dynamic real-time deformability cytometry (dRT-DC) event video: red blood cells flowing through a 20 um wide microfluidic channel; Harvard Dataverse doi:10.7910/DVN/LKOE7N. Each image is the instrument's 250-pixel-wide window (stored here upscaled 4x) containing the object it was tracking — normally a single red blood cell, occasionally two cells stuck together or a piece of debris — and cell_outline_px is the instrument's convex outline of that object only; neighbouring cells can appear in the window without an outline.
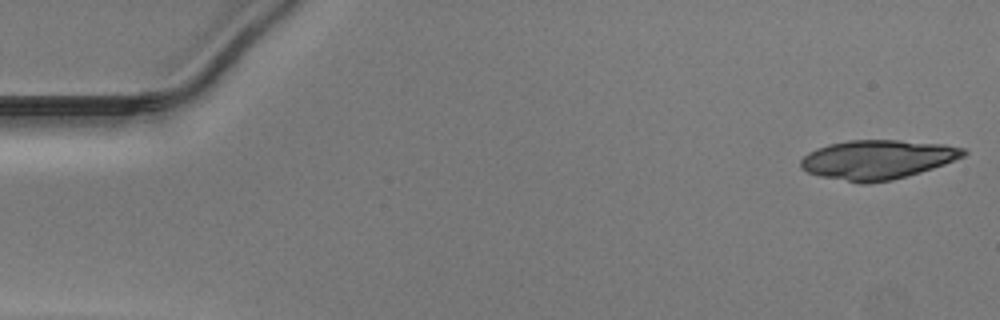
{"species": "Egyptian fruit bat (a non-hibernating species)", "species_latin": "Rousettus aegyptiacus", "temperature_condition": "warm", "stored_images_in_passage": 48, "camera_frame_rate_fps": 3000, "um_per_image_px": 0.085, "animal": {"sex": "male"}, "frame": {"image": 1, "passage_image": 1, "time_ms": 0.0, "image_size_px": [1000, 320], "cell_outline_px": [[968, 152], [964, 156], [944, 164], [920, 172], [892, 180], [864, 184], [860, 184], [820, 176], [808, 172], [800, 168], [800, 160], [808, 152], [816, 148], [828, 144], [848, 140], [900, 140], [944, 144], [964, 148]], "centroid_in_image_um": [74.55, 13.56], "position_along_channel_um": 10.4, "area_um2": 37.34}}
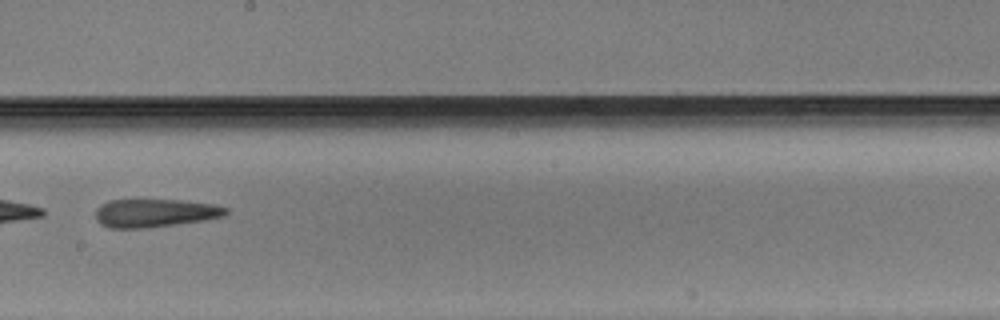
{"frame": {"image": 2, "passage_image": 28, "time_ms": 9.0, "image_size_px": [1000, 320], "cell_outline_px": [[228, 212], [224, 216], [204, 220], [148, 228], [108, 228], [100, 224], [96, 220], [96, 208], [100, 204], [108, 200], [180, 200], [216, 204], [228, 208]], "centroid_in_image_um": [13.15, 18.1], "position_along_channel_um": 235.0, "area_um2": 21.62}}
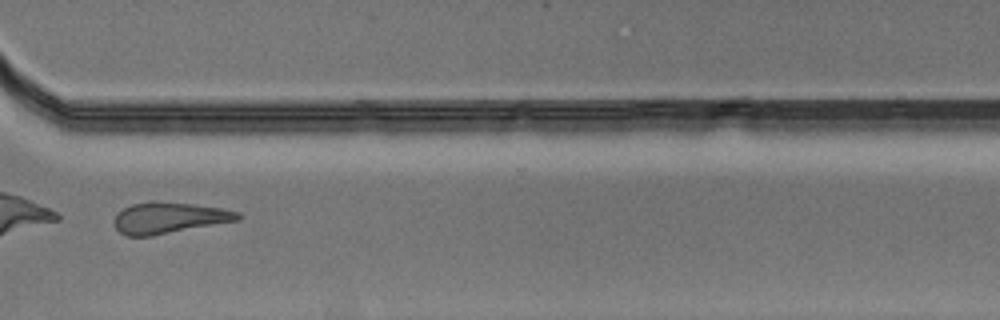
{"frame": {"image": 3, "passage_image": 37, "time_ms": 12.0, "image_size_px": [1000, 320], "cell_outline_px": [[240, 220], [152, 236], [128, 236], [120, 232], [116, 228], [116, 212], [132, 204], [192, 204], [220, 208], [240, 212]], "centroid_in_image_um": [14.41, 18.56], "position_along_channel_um": 356.2, "area_um2": 21.56}}